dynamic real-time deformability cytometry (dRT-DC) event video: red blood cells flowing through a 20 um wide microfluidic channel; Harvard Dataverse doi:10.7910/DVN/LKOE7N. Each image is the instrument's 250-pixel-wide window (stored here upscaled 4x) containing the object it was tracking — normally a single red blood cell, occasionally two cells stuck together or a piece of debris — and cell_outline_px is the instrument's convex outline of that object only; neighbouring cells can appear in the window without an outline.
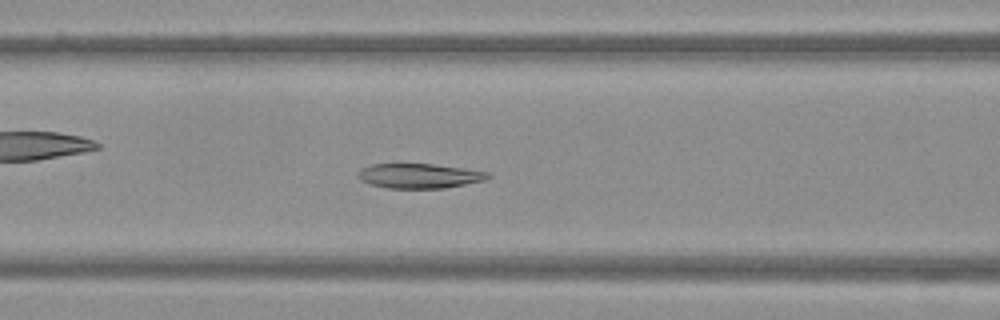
{"species": "Egyptian fruit bat (a non-hibernating species)", "species_latin": "Rousettus aegyptiacus", "temperature_condition": "warm", "stored_images_in_passage": 39, "camera_frame_rate_fps": 3000, "um_per_image_px": 0.085, "frame": {"image": 1, "passage_image": 10, "time_ms": 3.0, "image_size_px": [1000, 320], "cell_outline_px": [[492, 176], [488, 180], [444, 188], [388, 188], [368, 184], [360, 180], [356, 176], [356, 172], [372, 164], [432, 164], [464, 168], [492, 172]], "centroid_in_image_um": [35.68, 14.95], "position_along_channel_um": 130.9, "area_um2": 18.96}}
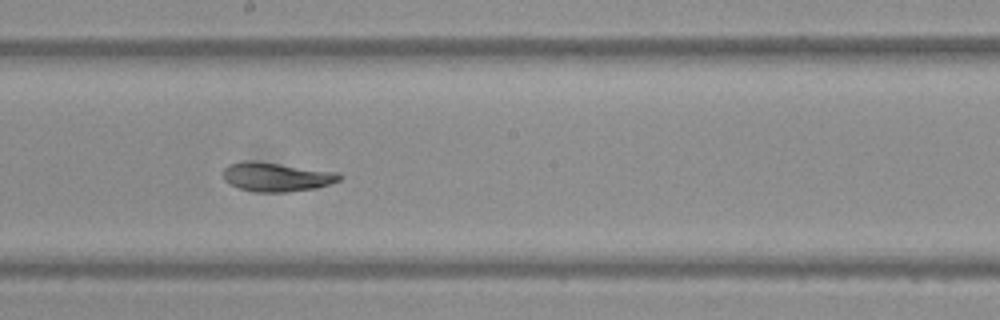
{"frame": {"image": 2, "passage_image": 17, "time_ms": 5.333, "image_size_px": [1000, 320], "cell_outline_px": [[344, 176], [340, 180], [316, 188], [284, 192], [256, 192], [240, 188], [224, 180], [224, 168], [228, 164], [244, 160], [252, 160], [340, 172]], "centroid_in_image_um": [23.53, 15.02], "position_along_channel_um": 224.7, "area_um2": 19.71}}
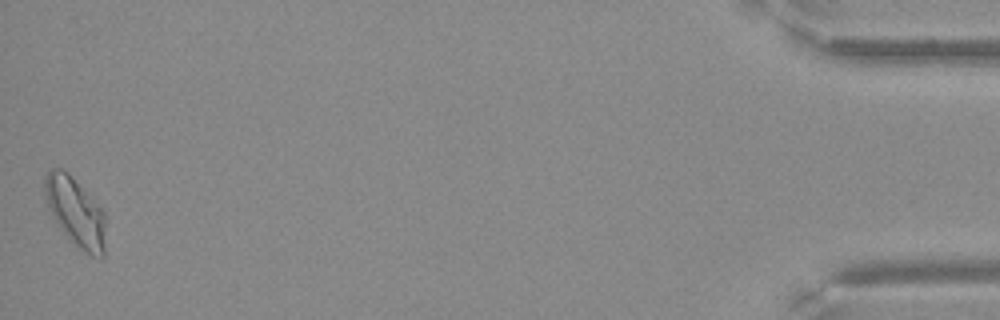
{"frame": {"image": 3, "passage_image": 39, "time_ms": 12.667, "image_size_px": [1000, 320], "cell_outline_px": [[104, 256], [92, 256], [76, 248], [68, 240], [52, 216], [48, 208], [44, 196], [44, 176], [52, 168], [60, 168], [68, 172], [104, 212]], "centroid_in_image_um": [6.37, 18.03], "position_along_channel_um": 428.8, "area_um2": 24.33}}